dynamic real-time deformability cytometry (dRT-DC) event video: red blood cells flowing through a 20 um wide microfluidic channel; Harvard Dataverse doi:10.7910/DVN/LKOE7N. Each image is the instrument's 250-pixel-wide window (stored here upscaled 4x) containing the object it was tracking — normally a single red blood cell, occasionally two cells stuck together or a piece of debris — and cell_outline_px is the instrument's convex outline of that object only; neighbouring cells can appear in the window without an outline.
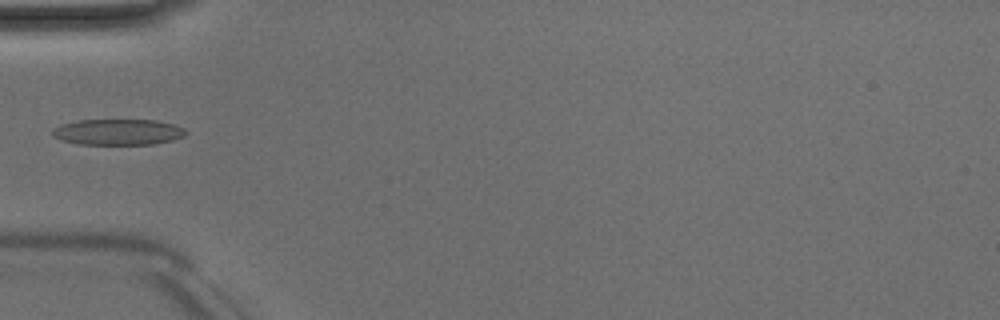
{"species": "Egyptian fruit bat (a non-hibernating species)", "species_latin": "Rousettus aegyptiacus", "temperature_condition": "room temperature", "stored_images_in_passage": 4, "camera_frame_rate_fps": 3000, "um_per_image_px": 0.085, "animal": {"sex": "male"}, "frame": {"image": 1, "passage_image": 4, "time_ms": 3.667, "image_size_px": [1000, 320], "cell_outline_px": [[184, 136], [172, 140], [156, 144], [76, 144], [60, 140], [52, 136], [52, 128], [60, 124], [76, 120], [156, 120], [176, 124], [184, 128]], "centroid_in_image_um": [9.98, 11.22], "position_along_channel_um": 75.0, "area_um2": 20.35}}